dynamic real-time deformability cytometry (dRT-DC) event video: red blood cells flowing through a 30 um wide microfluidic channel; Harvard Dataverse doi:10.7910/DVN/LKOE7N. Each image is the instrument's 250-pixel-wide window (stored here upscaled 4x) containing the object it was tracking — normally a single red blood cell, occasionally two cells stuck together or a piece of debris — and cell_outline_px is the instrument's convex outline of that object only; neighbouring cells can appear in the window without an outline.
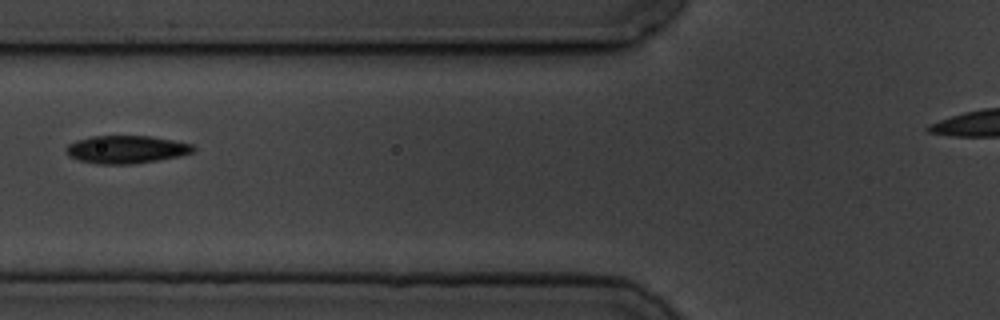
{"species": "common noctule bat (a hibernating species)", "species_latin": "Nyctalus noctula", "temperature_condition": "cold", "stored_images_in_passage": 10, "camera_frame_rate_fps": 3000, "um_per_image_px": 0.085, "animal": {"sex": "male", "body_mass_g": 19.5, "forearm_length_mm": 54.6}, "frame": {"image": 1, "passage_image": 7, "time_ms": 7.0, "image_size_px": [1000, 320], "cell_outline_px": [[196, 148], [192, 152], [176, 156], [156, 160], [132, 164], [100, 164], [80, 160], [68, 156], [64, 148], [68, 144], [76, 140], [92, 136], [148, 136], [172, 140], [192, 144]], "centroid_in_image_um": [10.68, 12.69], "position_along_channel_um": 115.1, "area_um2": 20.4}}
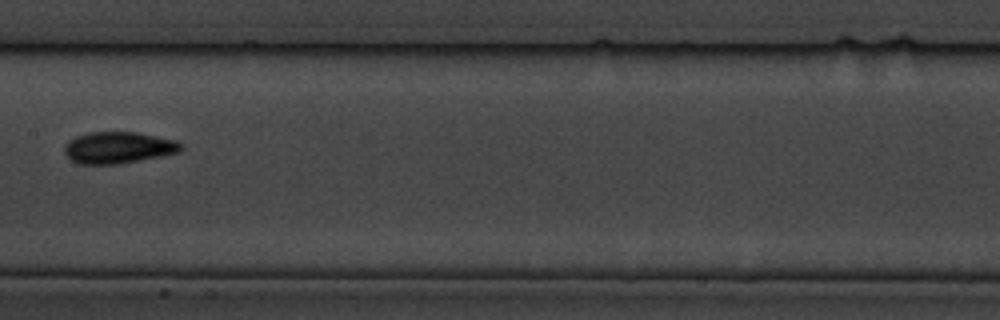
{"frame": {"image": 2, "passage_image": 9, "time_ms": 9.333, "image_size_px": [1000, 320], "cell_outline_px": [[184, 148], [180, 152], [160, 156], [116, 164], [80, 164], [72, 160], [64, 152], [64, 144], [68, 140], [76, 136], [88, 132], [136, 132], [176, 140], [184, 144]], "centroid_in_image_um": [10.06, 12.53], "position_along_channel_um": 197.3, "area_um2": 21.5}}
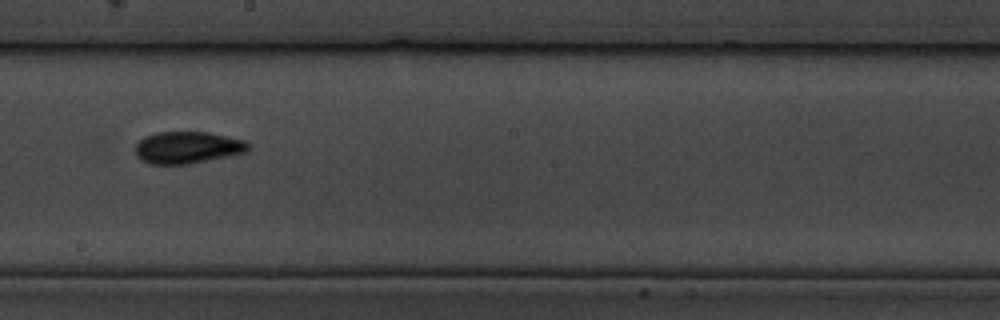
{"frame": {"image": 3, "passage_image": 10, "time_ms": 10.333, "image_size_px": [1000, 320], "cell_outline_px": [[248, 152], [188, 164], [148, 164], [140, 160], [136, 156], [136, 144], [144, 136], [160, 132], [208, 132], [244, 140], [248, 144]], "centroid_in_image_um": [15.91, 12.54], "position_along_channel_um": 232.3, "area_um2": 20.98}}